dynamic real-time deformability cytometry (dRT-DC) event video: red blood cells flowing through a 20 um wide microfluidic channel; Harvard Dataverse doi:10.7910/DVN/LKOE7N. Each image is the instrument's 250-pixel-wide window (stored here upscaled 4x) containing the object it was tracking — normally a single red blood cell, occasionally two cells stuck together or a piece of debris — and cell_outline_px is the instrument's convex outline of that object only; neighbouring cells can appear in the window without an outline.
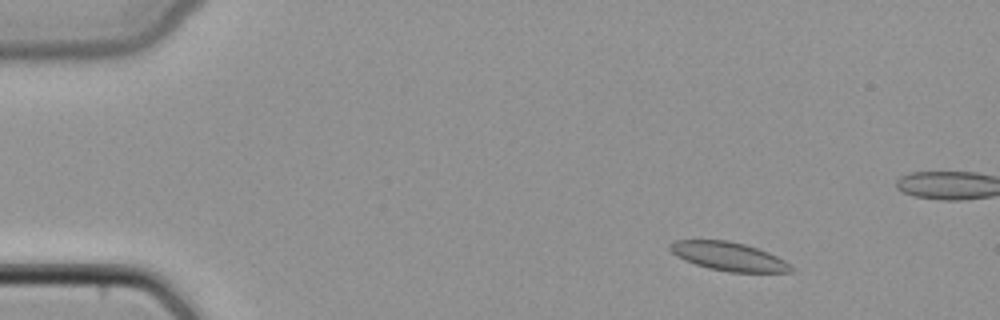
{"species": "common noctule bat (a hibernating species)", "species_latin": "Nyctalus noctula", "temperature_condition": "cold", "stored_images_in_passage": 49, "camera_frame_rate_fps": 3000, "um_per_image_px": 0.085, "animal": {"sex": "female", "body_mass_g": 22.7, "forearm_length_mm": 54.2}, "frame": {"image": 1, "passage_image": 7, "time_ms": 2.0, "image_size_px": [1000, 320], "cell_outline_px": [[796, 268], [792, 272], [728, 272], [708, 268], [684, 260], [676, 256], [668, 248], [668, 244], [676, 240], [728, 240], [744, 244], [768, 252], [792, 264]], "centroid_in_image_um": [61.95, 21.8], "position_along_channel_um": 23.1, "area_um2": 20.29}}
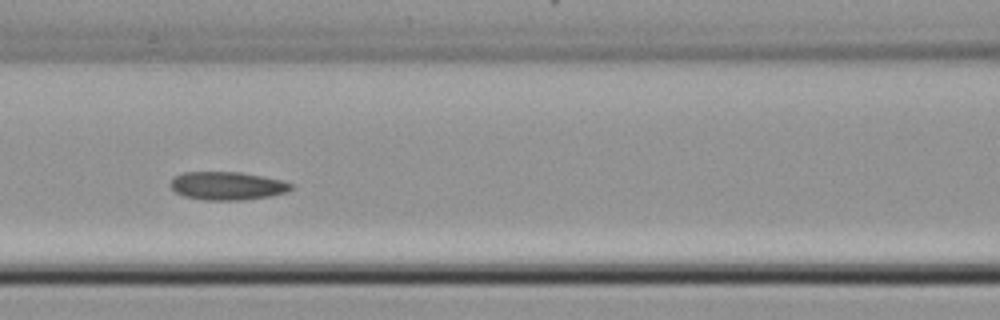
{"frame": {"image": 2, "passage_image": 22, "time_ms": 7.0, "image_size_px": [1000, 320], "cell_outline_px": [[292, 188], [288, 192], [268, 196], [244, 200], [204, 200], [184, 196], [176, 192], [168, 184], [172, 176], [184, 172], [240, 172], [264, 176], [280, 180], [292, 184]], "centroid_in_image_um": [19.27, 15.79], "position_along_channel_um": 147.3, "area_um2": 19.94}}
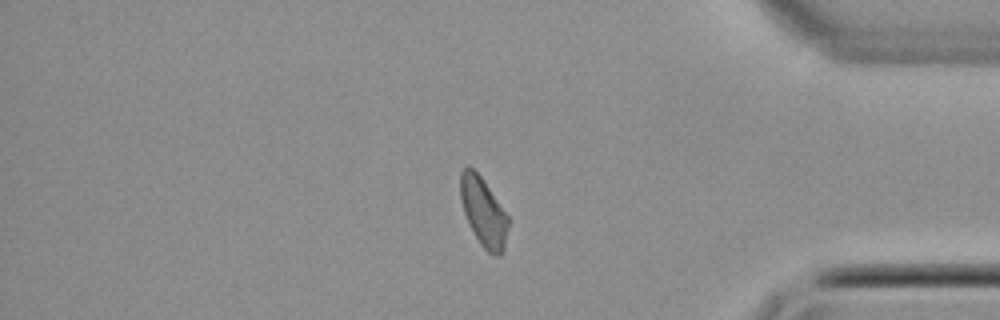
{"frame": {"image": 3, "passage_image": 41, "time_ms": 13.333, "image_size_px": [1000, 320], "cell_outline_px": [[508, 228], [504, 248], [500, 256], [496, 256], [488, 252], [480, 244], [468, 224], [460, 200], [460, 172], [464, 168], [472, 168], [480, 176], [508, 216]], "centroid_in_image_um": [41.08, 18.05], "position_along_channel_um": 394.1, "area_um2": 18.9}}